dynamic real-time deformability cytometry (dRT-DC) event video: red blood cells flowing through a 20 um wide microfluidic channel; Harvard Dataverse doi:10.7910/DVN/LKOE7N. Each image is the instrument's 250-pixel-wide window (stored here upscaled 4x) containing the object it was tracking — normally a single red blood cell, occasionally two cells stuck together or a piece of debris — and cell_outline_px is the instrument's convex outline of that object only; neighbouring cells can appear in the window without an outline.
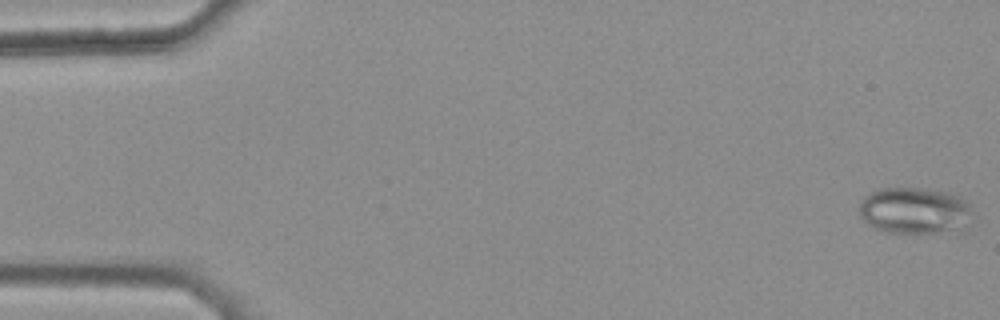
{"species": "common noctule bat (a hibernating species)", "species_latin": "Nyctalus noctula", "temperature_condition": "warm", "stored_images_in_passage": 15, "camera_frame_rate_fps": 3000, "um_per_image_px": 0.085, "animal": {"sex": "female", "body_mass_g": 25.1}, "frame": {"image": 1, "passage_image": 1, "time_ms": 0.0, "image_size_px": [1000, 320], "cell_outline_px": [[968, 232], [888, 232], [876, 228], [868, 224], [860, 216], [860, 200], [864, 196], [876, 188], [924, 188], [944, 192], [960, 196], [968, 204]], "centroid_in_image_um": [77.74, 17.91], "position_along_channel_um": 7.3, "area_um2": 30.81}}